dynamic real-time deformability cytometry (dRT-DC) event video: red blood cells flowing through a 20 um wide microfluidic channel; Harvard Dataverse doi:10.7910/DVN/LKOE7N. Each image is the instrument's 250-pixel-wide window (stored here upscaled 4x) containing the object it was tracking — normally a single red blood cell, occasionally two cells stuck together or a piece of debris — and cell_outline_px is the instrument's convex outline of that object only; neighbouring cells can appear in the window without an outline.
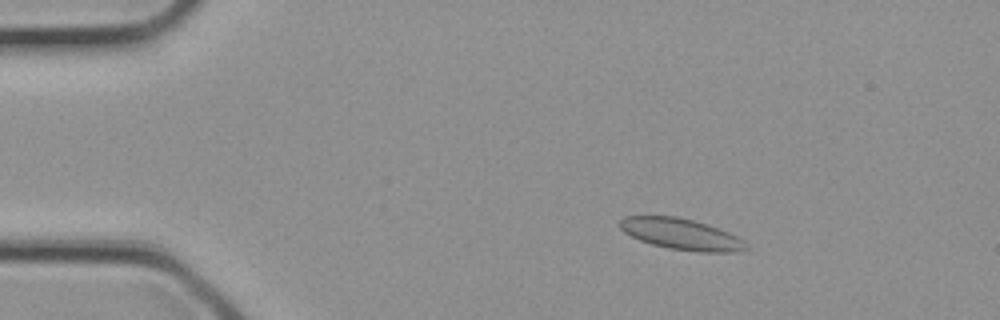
{"species": "common noctule bat (a hibernating species)", "species_latin": "Nyctalus noctula", "temperature_condition": "cold", "stored_images_in_passage": 19, "camera_frame_rate_fps": 3000, "um_per_image_px": 0.085, "animal": {"sex": "female", "body_mass_g": 21.9}, "frame": {"image": 1, "passage_image": 5, "time_ms": 1.333, "image_size_px": [1000, 320], "cell_outline_px": [[752, 248], [732, 252], [700, 252], [668, 248], [652, 244], [640, 240], [624, 232], [620, 228], [620, 220], [624, 216], [676, 216], [692, 220], [728, 232], [744, 240]], "centroid_in_image_um": [57.92, 19.91], "position_along_channel_um": 27.1, "area_um2": 22.72}}
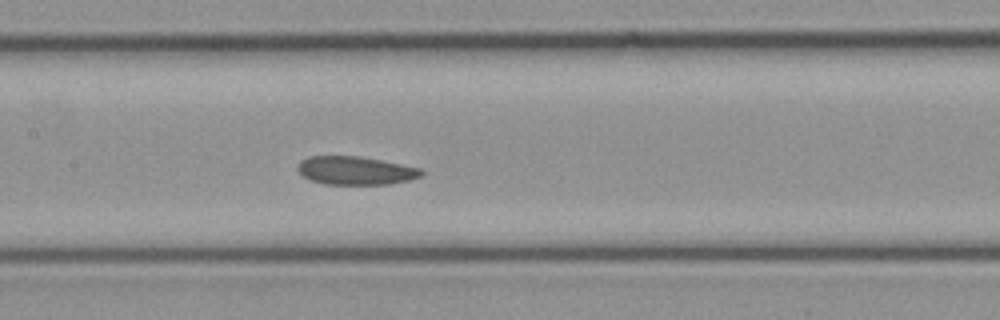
{"frame": {"image": 2, "passage_image": 15, "time_ms": 4.667, "image_size_px": [1000, 320], "cell_outline_px": [[424, 176], [408, 180], [388, 184], [324, 184], [312, 180], [304, 176], [296, 168], [300, 160], [308, 156], [360, 156], [424, 168]], "centroid_in_image_um": [30.27, 14.49], "position_along_channel_um": 177.1, "area_um2": 20.58}}
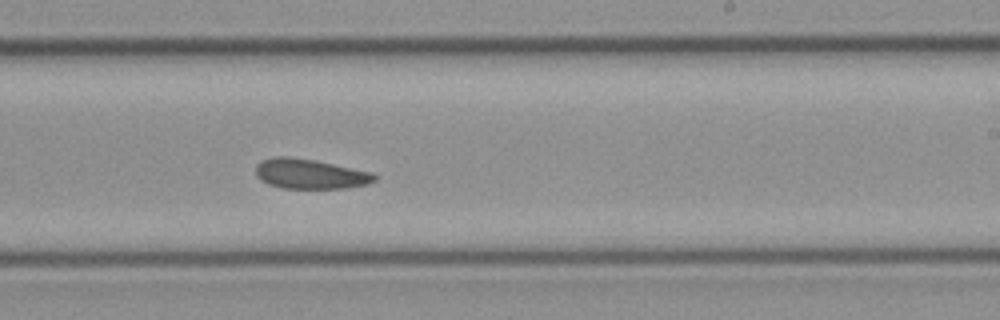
{"frame": {"image": 3, "passage_image": 19, "time_ms": 6.0, "image_size_px": [1000, 320], "cell_outline_px": [[376, 180], [368, 184], [344, 188], [284, 188], [268, 184], [260, 180], [256, 176], [256, 164], [272, 156], [288, 156], [312, 160], [372, 172], [376, 176]], "centroid_in_image_um": [26.32, 14.78], "position_along_channel_um": 262.7, "area_um2": 20.52}}